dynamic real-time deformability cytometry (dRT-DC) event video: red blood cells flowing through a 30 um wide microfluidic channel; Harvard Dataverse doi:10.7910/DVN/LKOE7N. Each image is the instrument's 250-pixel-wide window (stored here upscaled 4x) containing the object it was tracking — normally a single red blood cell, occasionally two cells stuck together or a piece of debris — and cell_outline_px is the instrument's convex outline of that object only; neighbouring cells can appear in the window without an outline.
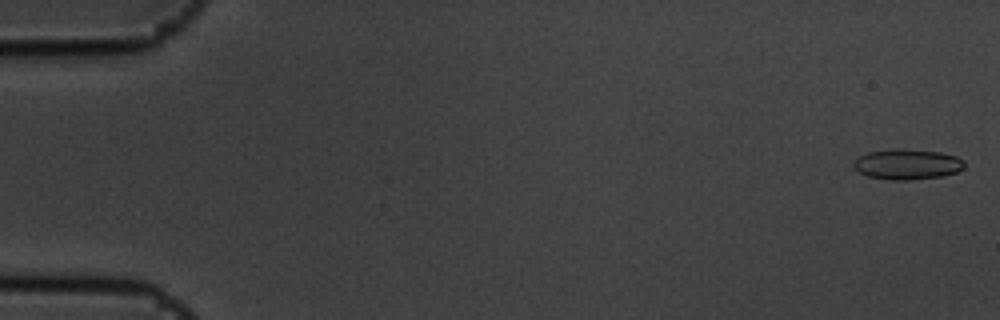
{"species": "common noctule bat (a hibernating species)", "species_latin": "Nyctalus noctula", "temperature_condition": "cold", "stored_images_in_passage": 55, "camera_frame_rate_fps": 3000, "um_per_image_px": 0.085, "animal": {"sex": "male", "body_mass_g": 19.5, "forearm_length_mm": 54.6}, "frame": {"image": 1, "passage_image": 1, "time_ms": 0.0, "image_size_px": [1000, 320], "cell_outline_px": [[964, 168], [956, 172], [944, 176], [908, 180], [888, 180], [868, 176], [852, 168], [852, 164], [860, 156], [868, 152], [892, 148], [900, 148], [940, 152], [956, 156], [964, 160]], "centroid_in_image_um": [77.11, 13.96], "position_along_channel_um": 7.9, "area_um2": 19.83}}
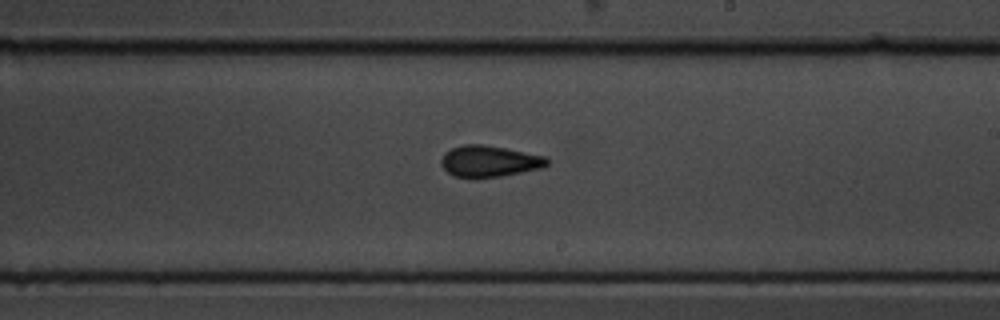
{"frame": {"image": 2, "passage_image": 33, "time_ms": 10.667, "image_size_px": [1000, 320], "cell_outline_px": [[548, 164], [540, 168], [500, 176], [452, 176], [440, 164], [440, 160], [444, 152], [452, 148], [464, 144], [480, 144], [504, 148], [548, 156]], "centroid_in_image_um": [41.58, 13.68], "position_along_channel_um": 247.4, "area_um2": 18.96}}
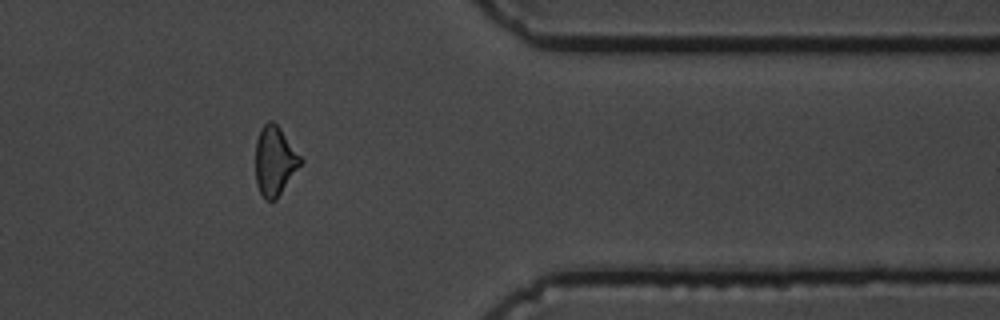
{"frame": {"image": 3, "passage_image": 46, "time_ms": 15.0, "image_size_px": [1000, 320], "cell_outline_px": [[304, 160], [276, 200], [264, 200], [256, 184], [256, 140], [260, 128], [268, 120], [272, 120], [280, 128]], "centroid_in_image_um": [23.35, 13.67], "position_along_channel_um": 388.1, "area_um2": 18.21}}